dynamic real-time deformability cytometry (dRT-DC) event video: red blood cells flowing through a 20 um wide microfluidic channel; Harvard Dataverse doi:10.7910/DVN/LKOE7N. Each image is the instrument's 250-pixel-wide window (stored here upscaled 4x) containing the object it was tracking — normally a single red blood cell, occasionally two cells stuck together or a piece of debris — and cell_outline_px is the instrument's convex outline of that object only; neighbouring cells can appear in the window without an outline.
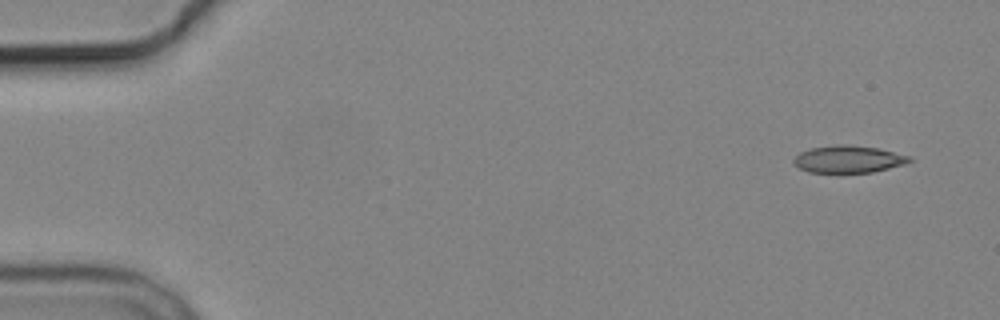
{"species": "common noctule bat (a hibernating species)", "species_latin": "Nyctalus noctula", "temperature_condition": "cold", "stored_images_in_passage": 6, "camera_frame_rate_fps": 3000, "um_per_image_px": 0.085, "animal": {"sex": "male", "body_mass_g": 19.2, "forearm_length_mm": 51.8}, "frame": {"image": 1, "passage_image": 1, "time_ms": 0.0, "image_size_px": [1000, 320], "cell_outline_px": [[912, 160], [904, 164], [872, 172], [840, 176], [808, 172], [800, 168], [792, 160], [800, 152], [812, 148], [836, 144], [848, 144], [876, 148], [912, 156]], "centroid_in_image_um": [72.09, 13.58], "position_along_channel_um": 12.9, "area_um2": 19.07}}
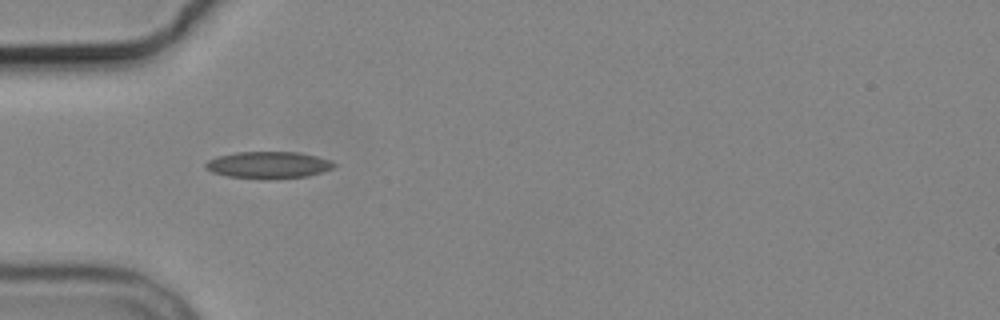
{"frame": {"image": 2, "passage_image": 5, "time_ms": 4.667, "image_size_px": [1000, 320], "cell_outline_px": [[336, 164], [332, 168], [308, 176], [276, 180], [264, 180], [228, 176], [212, 172], [204, 168], [204, 164], [208, 160], [216, 156], [236, 152], [296, 152], [316, 156], [328, 160]], "centroid_in_image_um": [22.76, 14.04], "position_along_channel_um": 62.2, "area_um2": 20.35}}
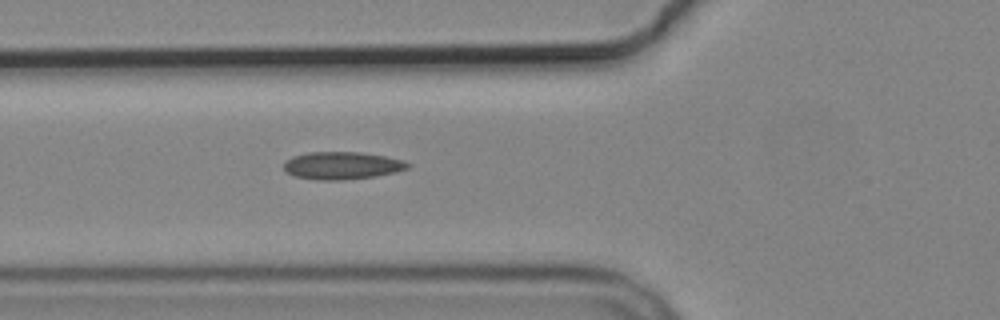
{"frame": {"image": 3, "passage_image": 6, "time_ms": 5.667, "image_size_px": [1000, 320], "cell_outline_px": [[412, 164], [408, 168], [396, 172], [376, 176], [340, 180], [316, 180], [296, 176], [288, 172], [284, 168], [284, 160], [292, 156], [308, 152], [360, 152], [384, 156], [404, 160]], "centroid_in_image_um": [29.08, 14.06], "position_along_channel_um": 96.7, "area_um2": 19.94}}